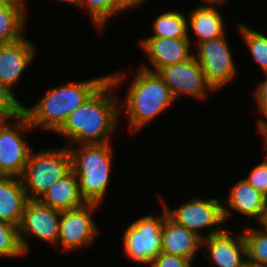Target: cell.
<instances>
[{
  "mask_svg": "<svg viewBox=\"0 0 267 267\" xmlns=\"http://www.w3.org/2000/svg\"><path fill=\"white\" fill-rule=\"evenodd\" d=\"M109 78L65 120L55 132L72 144H103L111 142L119 116L121 115L119 101L112 93L125 80L126 74L115 72L108 74ZM114 89V90H113ZM71 144V145H70Z\"/></svg>",
  "mask_w": 267,
  "mask_h": 267,
  "instance_id": "obj_1",
  "label": "cell"
},
{
  "mask_svg": "<svg viewBox=\"0 0 267 267\" xmlns=\"http://www.w3.org/2000/svg\"><path fill=\"white\" fill-rule=\"evenodd\" d=\"M109 78V75L86 81L63 83L49 89L33 107L24 106L31 126L56 132L67 117L81 106Z\"/></svg>",
  "mask_w": 267,
  "mask_h": 267,
  "instance_id": "obj_2",
  "label": "cell"
},
{
  "mask_svg": "<svg viewBox=\"0 0 267 267\" xmlns=\"http://www.w3.org/2000/svg\"><path fill=\"white\" fill-rule=\"evenodd\" d=\"M173 102L164 80L157 73L138 67L124 100L128 130L131 133L138 132L166 111Z\"/></svg>",
  "mask_w": 267,
  "mask_h": 267,
  "instance_id": "obj_3",
  "label": "cell"
},
{
  "mask_svg": "<svg viewBox=\"0 0 267 267\" xmlns=\"http://www.w3.org/2000/svg\"><path fill=\"white\" fill-rule=\"evenodd\" d=\"M111 142L82 144L78 149L68 146L71 154V169L78 178L82 198L86 203L101 205L110 183L112 172Z\"/></svg>",
  "mask_w": 267,
  "mask_h": 267,
  "instance_id": "obj_4",
  "label": "cell"
},
{
  "mask_svg": "<svg viewBox=\"0 0 267 267\" xmlns=\"http://www.w3.org/2000/svg\"><path fill=\"white\" fill-rule=\"evenodd\" d=\"M70 170L71 154L68 146L38 152L31 150L20 177L28 199H39L54 182Z\"/></svg>",
  "mask_w": 267,
  "mask_h": 267,
  "instance_id": "obj_5",
  "label": "cell"
},
{
  "mask_svg": "<svg viewBox=\"0 0 267 267\" xmlns=\"http://www.w3.org/2000/svg\"><path fill=\"white\" fill-rule=\"evenodd\" d=\"M161 213L157 216L150 214L137 218L124 231L122 237L124 253L135 263L150 265L161 252V228L166 218L165 208Z\"/></svg>",
  "mask_w": 267,
  "mask_h": 267,
  "instance_id": "obj_6",
  "label": "cell"
},
{
  "mask_svg": "<svg viewBox=\"0 0 267 267\" xmlns=\"http://www.w3.org/2000/svg\"><path fill=\"white\" fill-rule=\"evenodd\" d=\"M221 201L217 198L196 197L174 209H170L164 202L163 207L173 221L195 233L201 239H205L225 230L221 227V224L225 223ZM206 228H209V232L205 236L200 231L206 230Z\"/></svg>",
  "mask_w": 267,
  "mask_h": 267,
  "instance_id": "obj_7",
  "label": "cell"
},
{
  "mask_svg": "<svg viewBox=\"0 0 267 267\" xmlns=\"http://www.w3.org/2000/svg\"><path fill=\"white\" fill-rule=\"evenodd\" d=\"M13 120L14 125L6 120L0 127V175L20 178L32 150L22 134L33 127L24 112Z\"/></svg>",
  "mask_w": 267,
  "mask_h": 267,
  "instance_id": "obj_8",
  "label": "cell"
},
{
  "mask_svg": "<svg viewBox=\"0 0 267 267\" xmlns=\"http://www.w3.org/2000/svg\"><path fill=\"white\" fill-rule=\"evenodd\" d=\"M226 36L198 43L194 58L201 65L206 80L214 90L234 81L237 74L236 64L232 57ZM222 87V88H221Z\"/></svg>",
  "mask_w": 267,
  "mask_h": 267,
  "instance_id": "obj_9",
  "label": "cell"
},
{
  "mask_svg": "<svg viewBox=\"0 0 267 267\" xmlns=\"http://www.w3.org/2000/svg\"><path fill=\"white\" fill-rule=\"evenodd\" d=\"M61 211L42 204L38 199H29L18 226L19 240L24 254L29 253L27 240L31 236L50 242L57 248Z\"/></svg>",
  "mask_w": 267,
  "mask_h": 267,
  "instance_id": "obj_10",
  "label": "cell"
},
{
  "mask_svg": "<svg viewBox=\"0 0 267 267\" xmlns=\"http://www.w3.org/2000/svg\"><path fill=\"white\" fill-rule=\"evenodd\" d=\"M157 74L169 87L174 101L182 95L204 100L208 95L207 90L214 91L194 56L187 61L164 66Z\"/></svg>",
  "mask_w": 267,
  "mask_h": 267,
  "instance_id": "obj_11",
  "label": "cell"
},
{
  "mask_svg": "<svg viewBox=\"0 0 267 267\" xmlns=\"http://www.w3.org/2000/svg\"><path fill=\"white\" fill-rule=\"evenodd\" d=\"M99 207L95 203H86L84 206L61 212L57 246L62 251H73L91 245L98 235V226L92 219V213Z\"/></svg>",
  "mask_w": 267,
  "mask_h": 267,
  "instance_id": "obj_12",
  "label": "cell"
},
{
  "mask_svg": "<svg viewBox=\"0 0 267 267\" xmlns=\"http://www.w3.org/2000/svg\"><path fill=\"white\" fill-rule=\"evenodd\" d=\"M157 38L147 37L140 39L138 43L141 45L144 53L147 54L152 67L140 65L139 67L157 73L162 67L187 61L194 56L191 51V38ZM153 68V69H152Z\"/></svg>",
  "mask_w": 267,
  "mask_h": 267,
  "instance_id": "obj_13",
  "label": "cell"
},
{
  "mask_svg": "<svg viewBox=\"0 0 267 267\" xmlns=\"http://www.w3.org/2000/svg\"><path fill=\"white\" fill-rule=\"evenodd\" d=\"M231 230L202 239L201 247L217 267H243L247 263L246 244L243 234L232 237ZM209 253V254H208Z\"/></svg>",
  "mask_w": 267,
  "mask_h": 267,
  "instance_id": "obj_14",
  "label": "cell"
},
{
  "mask_svg": "<svg viewBox=\"0 0 267 267\" xmlns=\"http://www.w3.org/2000/svg\"><path fill=\"white\" fill-rule=\"evenodd\" d=\"M36 45L25 37L19 41L0 44V83L11 91L23 72L35 58Z\"/></svg>",
  "mask_w": 267,
  "mask_h": 267,
  "instance_id": "obj_15",
  "label": "cell"
},
{
  "mask_svg": "<svg viewBox=\"0 0 267 267\" xmlns=\"http://www.w3.org/2000/svg\"><path fill=\"white\" fill-rule=\"evenodd\" d=\"M227 197L222 203L225 222L232 216L233 211L248 217V219L252 217L257 220L267 202V198L256 190L245 178H241L232 186L230 194Z\"/></svg>",
  "mask_w": 267,
  "mask_h": 267,
  "instance_id": "obj_16",
  "label": "cell"
},
{
  "mask_svg": "<svg viewBox=\"0 0 267 267\" xmlns=\"http://www.w3.org/2000/svg\"><path fill=\"white\" fill-rule=\"evenodd\" d=\"M161 229V252L181 256L194 262V256L202 248V239L195 233L173 221L167 215V212Z\"/></svg>",
  "mask_w": 267,
  "mask_h": 267,
  "instance_id": "obj_17",
  "label": "cell"
},
{
  "mask_svg": "<svg viewBox=\"0 0 267 267\" xmlns=\"http://www.w3.org/2000/svg\"><path fill=\"white\" fill-rule=\"evenodd\" d=\"M38 200L61 212L77 209L86 204L80 193L78 178L72 169L54 182Z\"/></svg>",
  "mask_w": 267,
  "mask_h": 267,
  "instance_id": "obj_18",
  "label": "cell"
},
{
  "mask_svg": "<svg viewBox=\"0 0 267 267\" xmlns=\"http://www.w3.org/2000/svg\"><path fill=\"white\" fill-rule=\"evenodd\" d=\"M20 178L0 175V219L19 226L28 202Z\"/></svg>",
  "mask_w": 267,
  "mask_h": 267,
  "instance_id": "obj_19",
  "label": "cell"
},
{
  "mask_svg": "<svg viewBox=\"0 0 267 267\" xmlns=\"http://www.w3.org/2000/svg\"><path fill=\"white\" fill-rule=\"evenodd\" d=\"M187 19V28L194 32L197 43L226 35V25L216 6L200 4L190 12Z\"/></svg>",
  "mask_w": 267,
  "mask_h": 267,
  "instance_id": "obj_20",
  "label": "cell"
},
{
  "mask_svg": "<svg viewBox=\"0 0 267 267\" xmlns=\"http://www.w3.org/2000/svg\"><path fill=\"white\" fill-rule=\"evenodd\" d=\"M26 20L22 10L0 3V44L13 43L25 37Z\"/></svg>",
  "mask_w": 267,
  "mask_h": 267,
  "instance_id": "obj_21",
  "label": "cell"
},
{
  "mask_svg": "<svg viewBox=\"0 0 267 267\" xmlns=\"http://www.w3.org/2000/svg\"><path fill=\"white\" fill-rule=\"evenodd\" d=\"M153 34L157 38H189L187 18L179 11H168L154 18Z\"/></svg>",
  "mask_w": 267,
  "mask_h": 267,
  "instance_id": "obj_22",
  "label": "cell"
},
{
  "mask_svg": "<svg viewBox=\"0 0 267 267\" xmlns=\"http://www.w3.org/2000/svg\"><path fill=\"white\" fill-rule=\"evenodd\" d=\"M242 234L246 244L247 263L267 267V232L245 227Z\"/></svg>",
  "mask_w": 267,
  "mask_h": 267,
  "instance_id": "obj_23",
  "label": "cell"
},
{
  "mask_svg": "<svg viewBox=\"0 0 267 267\" xmlns=\"http://www.w3.org/2000/svg\"><path fill=\"white\" fill-rule=\"evenodd\" d=\"M88 10L91 21L98 31L106 27L107 21L117 14L124 13L125 10L120 6L119 0H80V8Z\"/></svg>",
  "mask_w": 267,
  "mask_h": 267,
  "instance_id": "obj_24",
  "label": "cell"
},
{
  "mask_svg": "<svg viewBox=\"0 0 267 267\" xmlns=\"http://www.w3.org/2000/svg\"><path fill=\"white\" fill-rule=\"evenodd\" d=\"M238 27L255 62L263 70V73L267 72V35L246 24H240Z\"/></svg>",
  "mask_w": 267,
  "mask_h": 267,
  "instance_id": "obj_25",
  "label": "cell"
},
{
  "mask_svg": "<svg viewBox=\"0 0 267 267\" xmlns=\"http://www.w3.org/2000/svg\"><path fill=\"white\" fill-rule=\"evenodd\" d=\"M26 256L19 240L18 227L0 219V257Z\"/></svg>",
  "mask_w": 267,
  "mask_h": 267,
  "instance_id": "obj_26",
  "label": "cell"
},
{
  "mask_svg": "<svg viewBox=\"0 0 267 267\" xmlns=\"http://www.w3.org/2000/svg\"><path fill=\"white\" fill-rule=\"evenodd\" d=\"M24 104L6 85L0 83V116L14 119L23 112Z\"/></svg>",
  "mask_w": 267,
  "mask_h": 267,
  "instance_id": "obj_27",
  "label": "cell"
},
{
  "mask_svg": "<svg viewBox=\"0 0 267 267\" xmlns=\"http://www.w3.org/2000/svg\"><path fill=\"white\" fill-rule=\"evenodd\" d=\"M245 179L267 198V159L257 164Z\"/></svg>",
  "mask_w": 267,
  "mask_h": 267,
  "instance_id": "obj_28",
  "label": "cell"
},
{
  "mask_svg": "<svg viewBox=\"0 0 267 267\" xmlns=\"http://www.w3.org/2000/svg\"><path fill=\"white\" fill-rule=\"evenodd\" d=\"M150 267H192V261L176 256L173 254H167L160 252L149 265Z\"/></svg>",
  "mask_w": 267,
  "mask_h": 267,
  "instance_id": "obj_29",
  "label": "cell"
},
{
  "mask_svg": "<svg viewBox=\"0 0 267 267\" xmlns=\"http://www.w3.org/2000/svg\"><path fill=\"white\" fill-rule=\"evenodd\" d=\"M266 79L256 86L255 98L257 99L258 111L264 118H260L257 125L267 124V72L264 73Z\"/></svg>",
  "mask_w": 267,
  "mask_h": 267,
  "instance_id": "obj_30",
  "label": "cell"
},
{
  "mask_svg": "<svg viewBox=\"0 0 267 267\" xmlns=\"http://www.w3.org/2000/svg\"><path fill=\"white\" fill-rule=\"evenodd\" d=\"M1 4H6V5H10L13 6L17 9L22 10L25 14L27 12V6H26V0H0Z\"/></svg>",
  "mask_w": 267,
  "mask_h": 267,
  "instance_id": "obj_31",
  "label": "cell"
},
{
  "mask_svg": "<svg viewBox=\"0 0 267 267\" xmlns=\"http://www.w3.org/2000/svg\"><path fill=\"white\" fill-rule=\"evenodd\" d=\"M147 1V0H146ZM145 3V0H119L120 6L125 10L128 11L131 8H136L137 6H141ZM135 6V7H134Z\"/></svg>",
  "mask_w": 267,
  "mask_h": 267,
  "instance_id": "obj_32",
  "label": "cell"
},
{
  "mask_svg": "<svg viewBox=\"0 0 267 267\" xmlns=\"http://www.w3.org/2000/svg\"><path fill=\"white\" fill-rule=\"evenodd\" d=\"M256 221L260 222L259 224L263 227L259 230L267 232V202L264 209L261 211L259 218Z\"/></svg>",
  "mask_w": 267,
  "mask_h": 267,
  "instance_id": "obj_33",
  "label": "cell"
},
{
  "mask_svg": "<svg viewBox=\"0 0 267 267\" xmlns=\"http://www.w3.org/2000/svg\"><path fill=\"white\" fill-rule=\"evenodd\" d=\"M258 130L263 136L265 155L264 158L267 159V124L257 125Z\"/></svg>",
  "mask_w": 267,
  "mask_h": 267,
  "instance_id": "obj_34",
  "label": "cell"
},
{
  "mask_svg": "<svg viewBox=\"0 0 267 267\" xmlns=\"http://www.w3.org/2000/svg\"><path fill=\"white\" fill-rule=\"evenodd\" d=\"M206 2L205 4L206 5H211V6H214V5H217V6H220L222 5V3L226 2L227 0H202V2Z\"/></svg>",
  "mask_w": 267,
  "mask_h": 267,
  "instance_id": "obj_35",
  "label": "cell"
},
{
  "mask_svg": "<svg viewBox=\"0 0 267 267\" xmlns=\"http://www.w3.org/2000/svg\"><path fill=\"white\" fill-rule=\"evenodd\" d=\"M58 1H61V2H66V3H70V4H73V6H78L80 7V0H58Z\"/></svg>",
  "mask_w": 267,
  "mask_h": 267,
  "instance_id": "obj_36",
  "label": "cell"
},
{
  "mask_svg": "<svg viewBox=\"0 0 267 267\" xmlns=\"http://www.w3.org/2000/svg\"><path fill=\"white\" fill-rule=\"evenodd\" d=\"M7 119L5 117L0 116V127Z\"/></svg>",
  "mask_w": 267,
  "mask_h": 267,
  "instance_id": "obj_37",
  "label": "cell"
},
{
  "mask_svg": "<svg viewBox=\"0 0 267 267\" xmlns=\"http://www.w3.org/2000/svg\"><path fill=\"white\" fill-rule=\"evenodd\" d=\"M243 267H256V266H253V265L246 263Z\"/></svg>",
  "mask_w": 267,
  "mask_h": 267,
  "instance_id": "obj_38",
  "label": "cell"
}]
</instances>
